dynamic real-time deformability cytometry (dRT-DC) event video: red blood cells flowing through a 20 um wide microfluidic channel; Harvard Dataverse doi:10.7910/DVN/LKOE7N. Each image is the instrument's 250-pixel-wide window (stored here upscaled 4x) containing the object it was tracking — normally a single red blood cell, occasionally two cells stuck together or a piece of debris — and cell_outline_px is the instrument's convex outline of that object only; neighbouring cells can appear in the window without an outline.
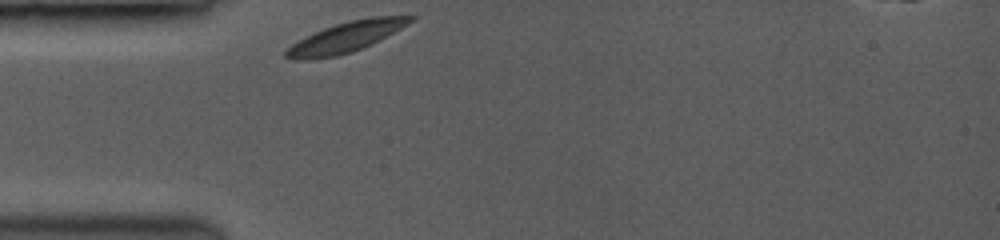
{"species": "common noctule bat (a hibernating species)", "species_latin": "Nyctalus noctula", "temperature_condition": "room temperature", "stored_images_in_passage": 32, "camera_frame_rate_fps": 3500, "um_per_image_px": 0.085, "animal": {"sex": "female", "body_mass_g": 19.0, "forearm_length_mm": 53.3}, "frame": {"image": 1, "passage_image": 1, "time_ms": 0.0, "image_size_px": [1000, 240], "cell_outline_px": [[416, 16], [408, 24], [372, 44], [352, 52], [336, 56], [304, 60], [296, 60], [284, 56], [284, 52], [292, 44], [324, 28], [348, 20], [372, 16]], "centroid_in_image_um": [29.41, 3.16], "position_along_channel_um": 55.6, "area_um2": 21.62}}
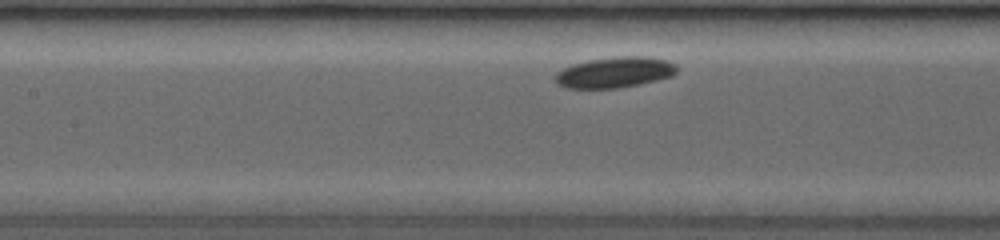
{"frame": {"image": 2, "passage_image": 26, "time_ms": 2.857, "image_size_px": [1000, 240], "cell_outline_px": [[676, 72], [672, 76], [640, 84], [616, 88], [568, 88], [560, 84], [556, 80], [556, 72], [572, 64], [588, 60], [616, 56], [648, 56], [668, 60], [676, 64]], "centroid_in_image_um": [52.29, 6.13], "position_along_channel_um": 155.1, "area_um2": 21.73}}
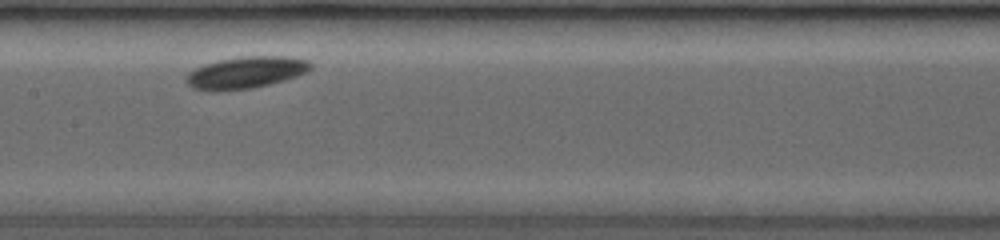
{"frame": {"image": 3, "passage_image": 31, "time_ms": 3.714, "image_size_px": [1000, 240], "cell_outline_px": [[312, 68], [296, 76], [284, 80], [252, 88], [192, 88], [184, 80], [188, 72], [204, 64], [220, 60], [240, 56], [288, 56], [308, 60], [312, 64]], "centroid_in_image_um": [20.94, 6.11], "position_along_channel_um": 186.5, "area_um2": 22.31}}